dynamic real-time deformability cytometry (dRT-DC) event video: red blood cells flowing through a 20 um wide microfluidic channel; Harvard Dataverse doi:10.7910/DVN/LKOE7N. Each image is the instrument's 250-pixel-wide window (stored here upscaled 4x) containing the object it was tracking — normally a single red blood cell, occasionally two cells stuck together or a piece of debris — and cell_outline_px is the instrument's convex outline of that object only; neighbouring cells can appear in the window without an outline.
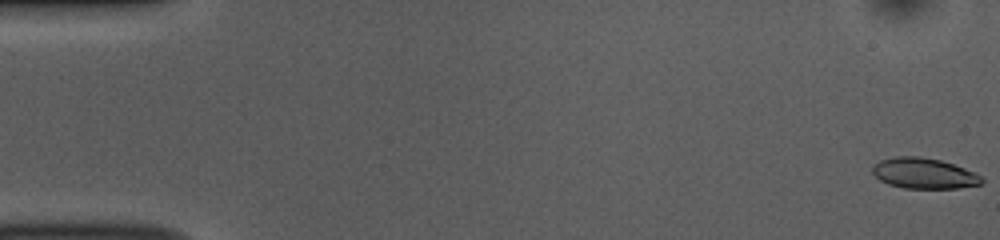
{"species": "common noctule bat (a hibernating species)", "species_latin": "Nyctalus noctula", "temperature_condition": "room temperature", "stored_images_in_passage": 52, "camera_frame_rate_fps": 3000, "um_per_image_px": 0.085, "animal": {"sex": "female", "body_mass_g": 10.0, "forearm_length_mm": 53.1}, "frame": {"image": 1, "passage_image": 1, "time_ms": 0.0, "image_size_px": [1000, 240], "cell_outline_px": [[984, 180], [980, 184], [956, 188], [904, 188], [888, 184], [880, 180], [872, 172], [872, 168], [880, 160], [896, 156], [920, 156], [940, 160], [964, 168], [980, 176]], "centroid_in_image_um": [78.5, 14.73], "position_along_channel_um": 6.5, "area_um2": 19.25}}
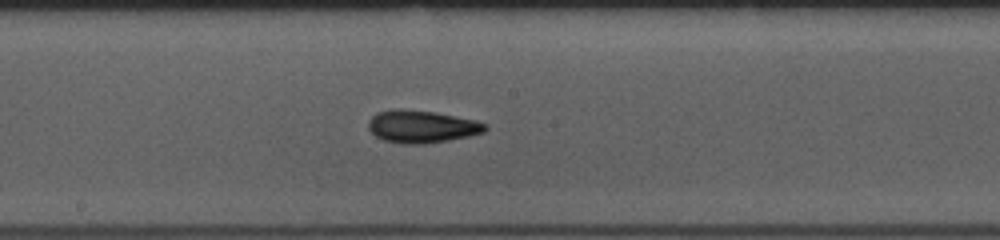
{"frame": {"image": 2, "passage_image": 28, "time_ms": 9.0, "image_size_px": [1000, 240], "cell_outline_px": [[488, 128], [484, 132], [468, 136], [448, 140], [424, 144], [400, 144], [384, 140], [376, 136], [368, 128], [368, 120], [376, 112], [392, 108], [400, 108], [436, 112], [472, 120], [488, 124]], "centroid_in_image_um": [35.8, 10.75], "position_along_channel_um": 212.4, "area_um2": 22.25}}
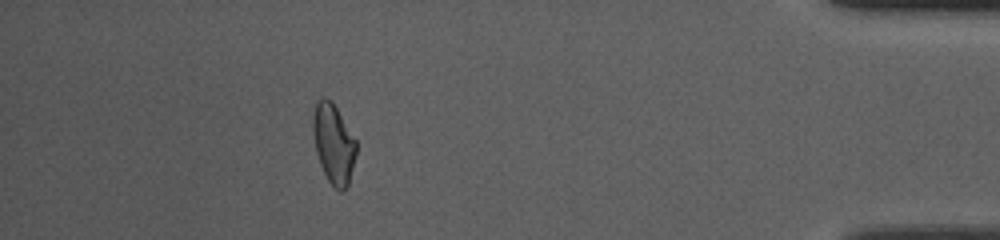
{"frame": {"image": 3, "passage_image": 47, "time_ms": 15.333, "image_size_px": [1000, 240], "cell_outline_px": [[356, 156], [348, 184], [344, 192], [340, 192], [328, 180], [320, 164], [316, 152], [312, 128], [312, 116], [316, 104], [324, 96], [332, 100], [356, 140]], "centroid_in_image_um": [28.35, 12.2], "position_along_channel_um": 406.8, "area_um2": 20.06}, "authors_computed_cell_mechanics": {"area_um2": 20.4323, "velocity_mm_per_s": 3.8651, "shape_relaxation_time_tau1_ms": 4.2293, "shape_relaxation_time_tau2_ms": 2.5371, "deformation_change_tau1": 0.16, "deformation_change_tau2": 0.0921}}